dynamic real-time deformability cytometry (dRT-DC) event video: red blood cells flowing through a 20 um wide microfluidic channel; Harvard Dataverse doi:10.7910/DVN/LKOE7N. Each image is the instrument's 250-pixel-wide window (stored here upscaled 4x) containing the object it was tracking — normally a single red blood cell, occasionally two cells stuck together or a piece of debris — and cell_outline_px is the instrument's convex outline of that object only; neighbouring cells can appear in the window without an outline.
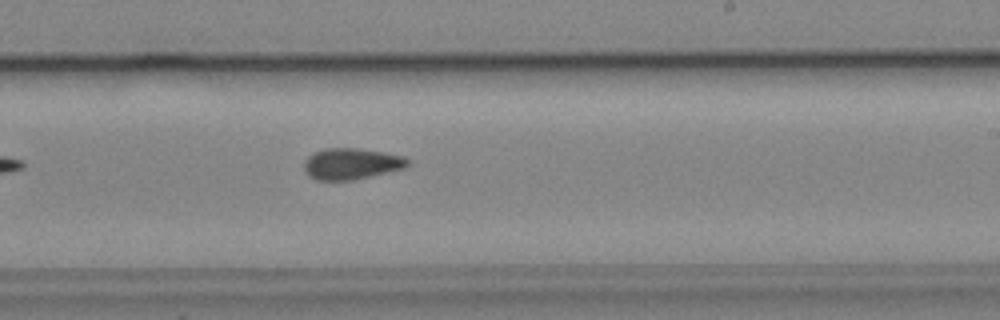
{"species": "common noctule bat (a hibernating species)", "species_latin": "Nyctalus noctula", "temperature_condition": "cold", "stored_images_in_passage": 8, "camera_frame_rate_fps": 3000, "um_per_image_px": 0.085, "animal": {"sex": "male", "body_mass_g": 19.2, "forearm_length_mm": 51.8}, "frame": {"image": 1, "passage_image": 8, "time_ms": 2.333, "image_size_px": [1000, 320], "cell_outline_px": [[412, 160], [404, 168], [352, 180], [316, 180], [308, 176], [304, 172], [304, 160], [312, 152], [324, 148], [356, 148], [384, 152], [404, 156]], "centroid_in_image_um": [29.83, 13.91], "position_along_channel_um": 259.2, "area_um2": 19.02}}